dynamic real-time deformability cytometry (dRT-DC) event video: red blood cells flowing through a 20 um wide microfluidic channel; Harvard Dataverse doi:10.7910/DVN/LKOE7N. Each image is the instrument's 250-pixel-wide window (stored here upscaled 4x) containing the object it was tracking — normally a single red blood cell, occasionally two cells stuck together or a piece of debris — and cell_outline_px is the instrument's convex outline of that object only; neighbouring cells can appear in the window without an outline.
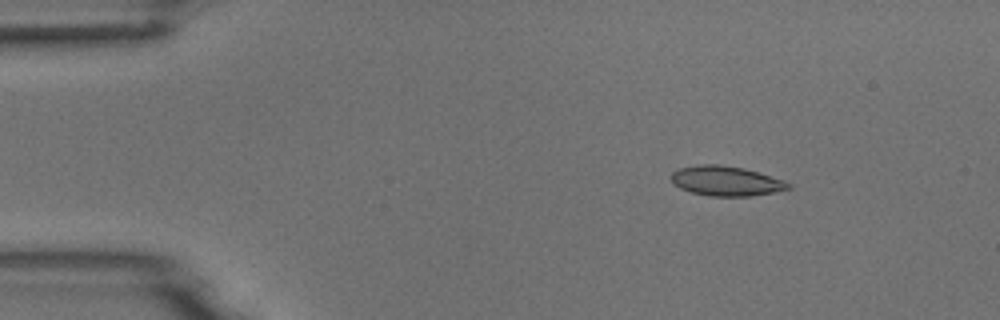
{"species": "common noctule bat (a hibernating species)", "species_latin": "Nyctalus noctula", "temperature_condition": "room temperature", "stored_images_in_passage": 4, "camera_frame_rate_fps": 3000, "um_per_image_px": 0.085, "animal": {"sex": "male", "body_mass_g": 18.8}, "frame": {"image": 1, "passage_image": 1, "time_ms": 0.0, "image_size_px": [1000, 320], "cell_outline_px": [[792, 188], [772, 192], [748, 196], [712, 196], [692, 192], [680, 188], [672, 184], [668, 176], [676, 168], [700, 164], [720, 164], [744, 168], [760, 172], [784, 180], [792, 184]], "centroid_in_image_um": [61.67, 15.36], "position_along_channel_um": 23.3, "area_um2": 20.63}}
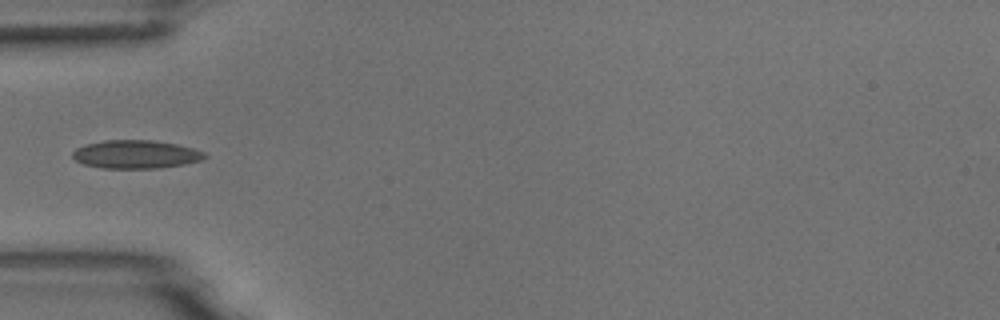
{"frame": {"image": 2, "passage_image": 4, "time_ms": 1.0, "image_size_px": [1000, 320], "cell_outline_px": [[208, 156], [200, 160], [184, 164], [160, 168], [100, 168], [84, 164], [76, 160], [72, 156], [72, 152], [76, 148], [84, 144], [104, 140], [152, 140], [176, 144], [192, 148], [204, 152]], "centroid_in_image_um": [11.52, 13.11], "position_along_channel_um": 73.5, "area_um2": 21.79}}